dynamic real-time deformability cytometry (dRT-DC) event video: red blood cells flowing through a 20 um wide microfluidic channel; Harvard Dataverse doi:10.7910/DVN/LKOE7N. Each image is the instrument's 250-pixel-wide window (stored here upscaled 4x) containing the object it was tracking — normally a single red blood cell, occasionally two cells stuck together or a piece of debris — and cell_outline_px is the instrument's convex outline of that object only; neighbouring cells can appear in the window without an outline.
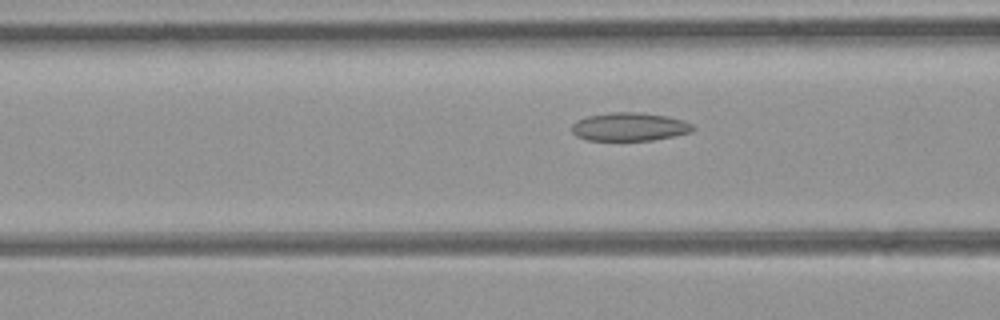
{"species": "common noctule bat (a hibernating species)", "species_latin": "Nyctalus noctula", "temperature_condition": "room temperature", "stored_images_in_passage": 6, "segment_of_instrument_passage": [2, 2], "camera_frame_rate_fps": 3000, "um_per_image_px": 0.085, "animal": {"sex": "female", "body_mass_g": 21.9}, "frame": {"image": 1, "passage_image": 6, "time_ms": 1.667, "image_size_px": [1000, 320], "cell_outline_px": [[696, 128], [692, 132], [652, 140], [588, 140], [576, 136], [572, 132], [572, 124], [576, 120], [588, 116], [612, 112], [636, 112], [668, 116], [684, 120], [692, 124]], "centroid_in_image_um": [53.52, 10.77], "position_along_channel_um": 113.1, "area_um2": 20.0}}